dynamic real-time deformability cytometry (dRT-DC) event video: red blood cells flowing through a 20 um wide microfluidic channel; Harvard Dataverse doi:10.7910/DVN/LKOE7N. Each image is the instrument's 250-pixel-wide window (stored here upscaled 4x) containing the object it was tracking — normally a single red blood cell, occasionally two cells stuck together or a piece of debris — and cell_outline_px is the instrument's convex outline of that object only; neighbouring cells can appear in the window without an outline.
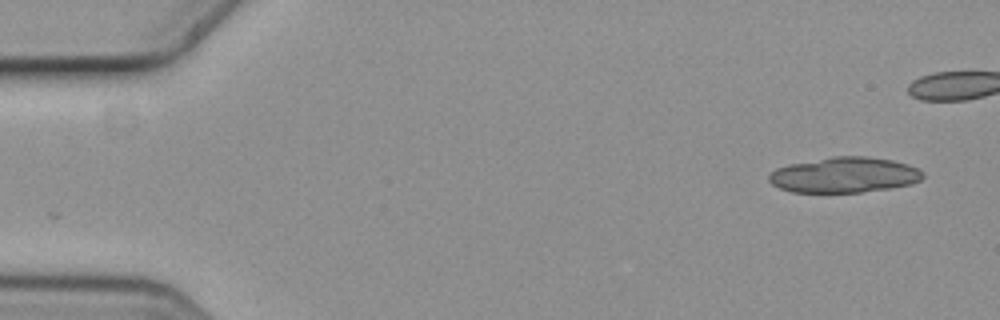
{"species": "common noctule bat (a hibernating species)", "species_latin": "Nyctalus noctula", "temperature_condition": "cold", "stored_images_in_passage": 6, "camera_frame_rate_fps": 3000, "um_per_image_px": 0.085, "animal": {"sex": "female", "body_mass_g": 19.3, "forearm_length_mm": 54.1}, "frame": {"image": 1, "passage_image": 1, "time_ms": 0.0, "image_size_px": [1000, 320], "cell_outline_px": [[924, 176], [920, 180], [908, 184], [888, 188], [860, 192], [792, 192], [780, 188], [772, 184], [768, 180], [768, 176], [776, 168], [792, 164], [832, 156], [868, 156], [892, 160], [908, 164], [924, 172]], "centroid_in_image_um": [71.77, 14.86], "position_along_channel_um": 13.2, "area_um2": 31.56}}
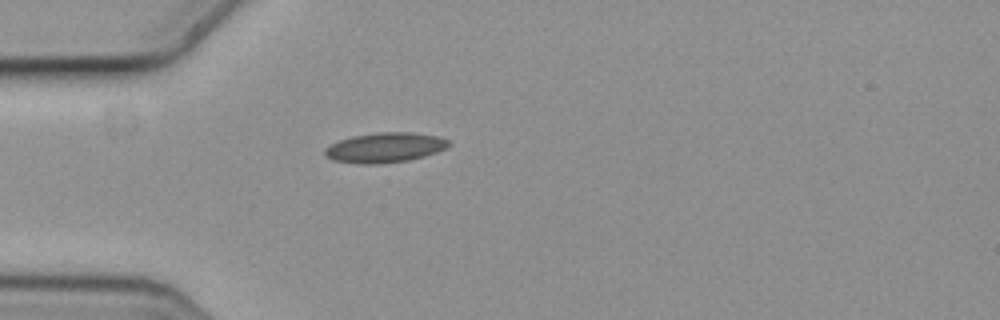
{"frame": {"image": 2, "passage_image": 5, "time_ms": 1.333, "image_size_px": [1000, 320], "cell_outline_px": [[452, 144], [448, 148], [424, 156], [408, 160], [376, 164], [360, 164], [332, 160], [324, 156], [324, 148], [340, 140], [352, 136], [376, 132], [412, 132], [440, 136], [448, 140]], "centroid_in_image_um": [32.73, 12.54], "position_along_channel_um": 52.3, "area_um2": 21.79}}